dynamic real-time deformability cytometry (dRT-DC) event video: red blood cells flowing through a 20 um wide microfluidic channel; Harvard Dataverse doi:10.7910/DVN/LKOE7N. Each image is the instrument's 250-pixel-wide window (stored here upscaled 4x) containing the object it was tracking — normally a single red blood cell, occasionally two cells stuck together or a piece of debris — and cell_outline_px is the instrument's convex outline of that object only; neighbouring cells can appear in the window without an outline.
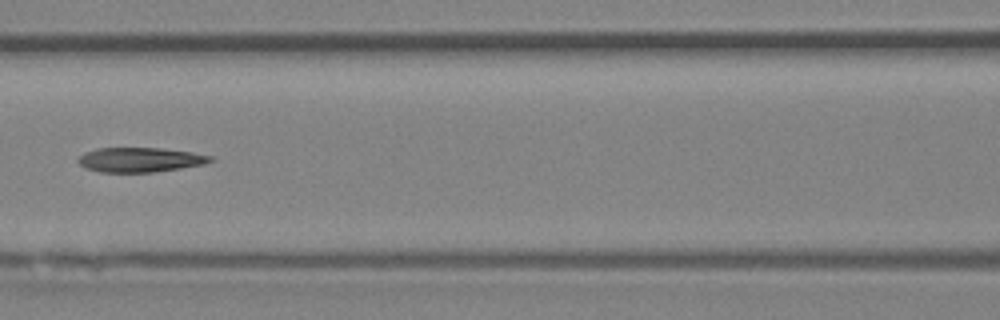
{"species": "Egyptian fruit bat (a non-hibernating species)", "species_latin": "Rousettus aegyptiacus", "temperature_condition": "room temperature", "stored_images_in_passage": 47, "camera_frame_rate_fps": 3000, "um_per_image_px": 0.085, "animal": {"sex": "female"}, "frame": {"image": 1, "passage_image": 21, "time_ms": 6.667, "image_size_px": [1000, 320], "cell_outline_px": [[212, 160], [204, 164], [180, 168], [152, 172], [100, 172], [84, 168], [76, 160], [84, 152], [96, 148], [160, 148], [192, 152], [212, 156]], "centroid_in_image_um": [11.85, 13.58], "position_along_channel_um": 154.7, "area_um2": 18.9}}
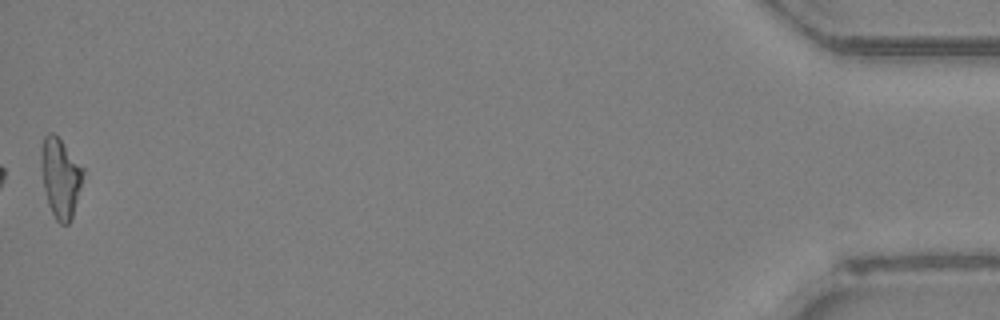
{"frame": {"image": 2, "passage_image": 47, "time_ms": 15.333, "image_size_px": [1000, 320], "cell_outline_px": [[84, 172], [72, 216], [68, 224], [60, 224], [56, 220], [48, 204], [44, 188], [40, 160], [40, 148], [44, 136], [48, 132], [52, 132], [64, 144], [84, 168]], "centroid_in_image_um": [5.11, 15.07], "position_along_channel_um": 430.1, "area_um2": 19.19}, "authors_computed_cell_mechanics": {"area_um2": 19.4786, "velocity_mm_per_s": 4.3412, "shape_relaxation_time_tau1_ms": null, "shape_relaxation_time_tau2_ms": 4.9688, "deformation_change_tau1": null, "deformation_change_tau2": 0.1586}}